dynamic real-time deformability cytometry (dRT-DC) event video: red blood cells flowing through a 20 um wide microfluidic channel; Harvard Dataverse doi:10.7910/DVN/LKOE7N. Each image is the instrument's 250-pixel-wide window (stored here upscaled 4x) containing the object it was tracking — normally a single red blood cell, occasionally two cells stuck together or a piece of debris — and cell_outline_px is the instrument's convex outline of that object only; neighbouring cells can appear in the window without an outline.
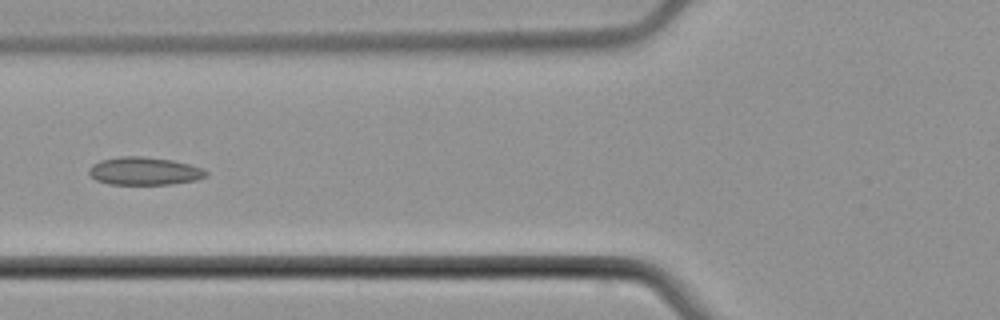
{"species": "common noctule bat (a hibernating species)", "species_latin": "Nyctalus noctula", "temperature_condition": "cold", "stored_images_in_passage": 8, "camera_frame_rate_fps": 3000, "um_per_image_px": 0.085, "animal": {"sex": "male", "body_mass_g": 21.5, "forearm_length_mm": 52.0}, "frame": {"image": 1, "passage_image": 6, "time_ms": 7.333, "image_size_px": [1000, 320], "cell_outline_px": [[208, 176], [196, 180], [172, 184], [108, 184], [96, 180], [88, 172], [88, 168], [92, 164], [100, 160], [120, 156], [140, 156], [172, 160], [188, 164], [200, 168], [208, 172]], "centroid_in_image_um": [12.24, 14.54], "position_along_channel_um": 113.6, "area_um2": 19.02}}
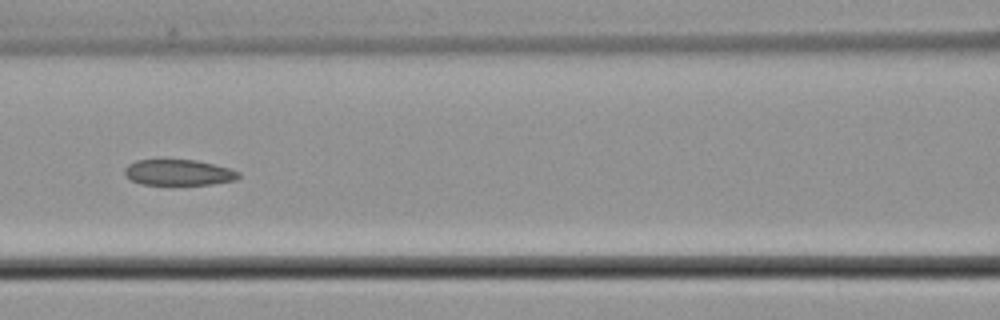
{"frame": {"image": 2, "passage_image": 7, "time_ms": 8.333, "image_size_px": [1000, 320], "cell_outline_px": [[240, 176], [236, 180], [212, 184], [140, 184], [132, 180], [124, 172], [124, 168], [128, 164], [136, 160], [196, 160], [228, 168], [240, 172]], "centroid_in_image_um": [15.18, 14.66], "position_along_channel_um": 151.4, "area_um2": 16.94}}
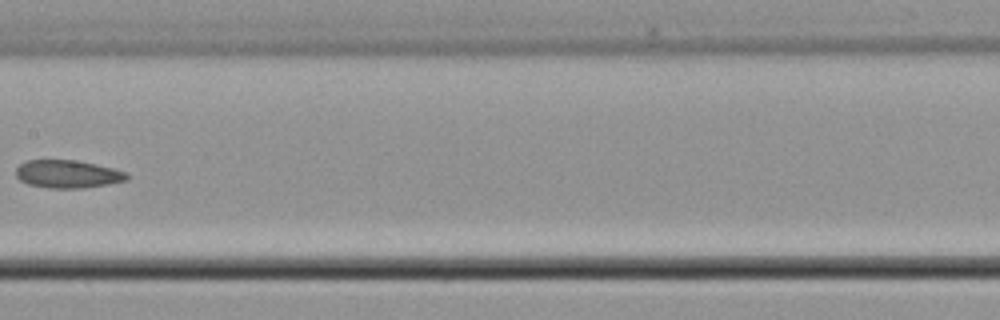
{"frame": {"image": 3, "passage_image": 8, "time_ms": 9.667, "image_size_px": [1000, 320], "cell_outline_px": [[128, 180], [108, 184], [84, 188], [48, 188], [28, 184], [20, 180], [16, 176], [16, 168], [20, 164], [28, 160], [76, 160], [112, 168], [128, 172]], "centroid_in_image_um": [5.75, 14.8], "position_along_channel_um": 201.6, "area_um2": 18.03}}